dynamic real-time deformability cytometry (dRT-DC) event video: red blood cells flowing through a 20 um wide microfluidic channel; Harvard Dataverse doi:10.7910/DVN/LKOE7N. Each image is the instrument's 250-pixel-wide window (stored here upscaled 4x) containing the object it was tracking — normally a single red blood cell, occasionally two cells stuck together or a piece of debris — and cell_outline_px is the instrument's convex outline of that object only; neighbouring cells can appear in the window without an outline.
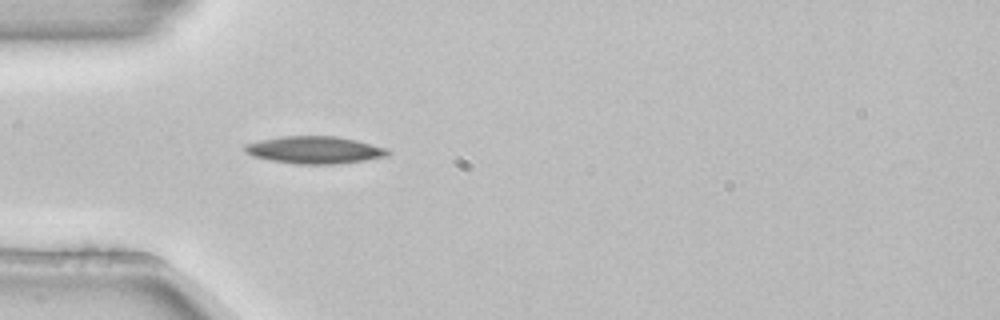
{"species": "common noctule bat (a hibernating species)", "species_latin": "Nyctalus noctula", "temperature_condition": "room temperature", "stored_images_in_passage": 1, "camera_frame_rate_fps": 3000, "um_per_image_px": 0.085, "animal": {"sex": "female", "body_mass_g": 22.7, "forearm_length_mm": 54.2}, "frame": {"image": 1, "passage_image": 1, "time_ms": 0.0, "image_size_px": [1000, 320], "cell_outline_px": [[392, 152], [388, 156], [364, 160], [332, 164], [296, 164], [268, 160], [252, 156], [244, 152], [244, 144], [284, 136], [336, 136], [356, 140], [388, 148]], "centroid_in_image_um": [26.75, 12.75], "position_along_channel_um": 58.2, "area_um2": 22.77}}